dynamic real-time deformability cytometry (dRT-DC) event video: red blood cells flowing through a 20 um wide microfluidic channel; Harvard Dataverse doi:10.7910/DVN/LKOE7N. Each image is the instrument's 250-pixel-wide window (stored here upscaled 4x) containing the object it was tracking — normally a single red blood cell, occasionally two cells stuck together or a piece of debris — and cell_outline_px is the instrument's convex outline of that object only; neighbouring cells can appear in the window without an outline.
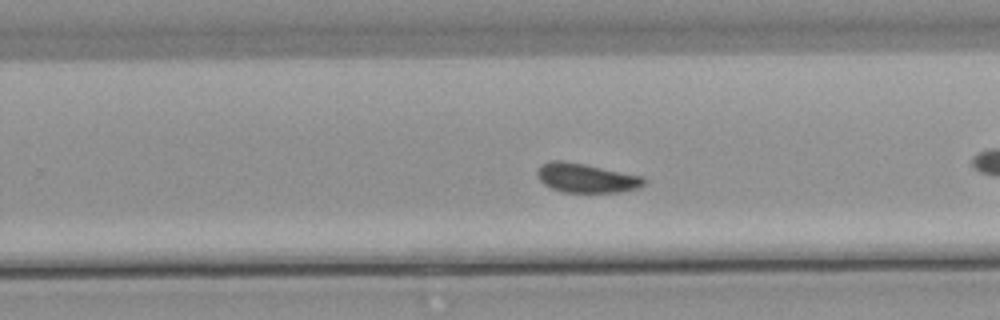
{"species": "common noctule bat (a hibernating species)", "species_latin": "Nyctalus noctula", "temperature_condition": "warm", "stored_images_in_passage": 38, "camera_frame_rate_fps": 3000, "um_per_image_px": 0.085, "animal": {"sex": "male", "body_mass_g": 21.5, "forearm_length_mm": 52.0}, "frame": {"image": 1, "passage_image": 17, "time_ms": 5.333, "image_size_px": [1000, 320], "cell_outline_px": [[648, 180], [640, 188], [620, 192], [564, 192], [552, 188], [544, 184], [540, 180], [536, 172], [540, 164], [548, 160], [564, 160], [644, 176]], "centroid_in_image_um": [49.85, 15.12], "position_along_channel_um": 280.0, "area_um2": 18.38}}